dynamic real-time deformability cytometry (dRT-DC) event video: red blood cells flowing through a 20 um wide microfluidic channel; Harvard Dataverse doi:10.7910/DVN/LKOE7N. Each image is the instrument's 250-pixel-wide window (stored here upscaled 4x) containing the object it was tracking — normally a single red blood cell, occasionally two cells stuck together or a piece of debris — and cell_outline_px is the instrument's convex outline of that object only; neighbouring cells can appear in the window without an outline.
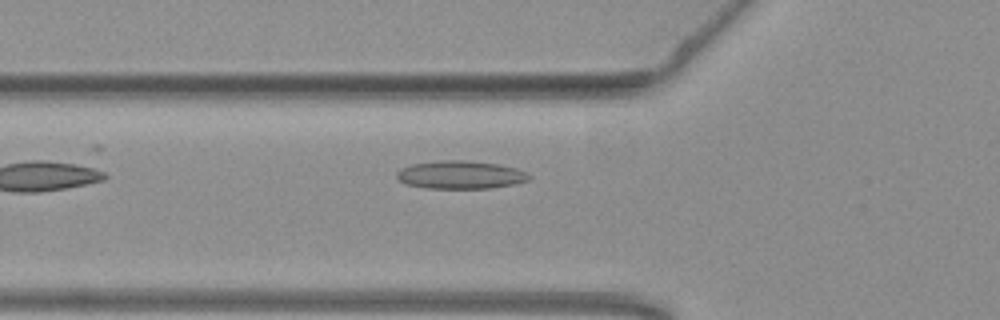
{"species": "common noctule bat (a hibernating species)", "species_latin": "Nyctalus noctula", "temperature_condition": "warm", "stored_images_in_passage": 36, "camera_frame_rate_fps": 3000, "um_per_image_px": 0.085, "animal": {"sex": "female", "body_mass_g": 19.3, "forearm_length_mm": 54.1}, "frame": {"image": 1, "passage_image": 3, "time_ms": 0.667, "image_size_px": [1000, 320], "cell_outline_px": [[532, 176], [528, 180], [512, 184], [492, 188], [428, 188], [404, 184], [396, 176], [396, 172], [400, 168], [412, 164], [444, 160], [464, 160], [500, 164], [516, 168]], "centroid_in_image_um": [39.12, 14.85], "position_along_channel_um": 86.7, "area_um2": 21.56}}
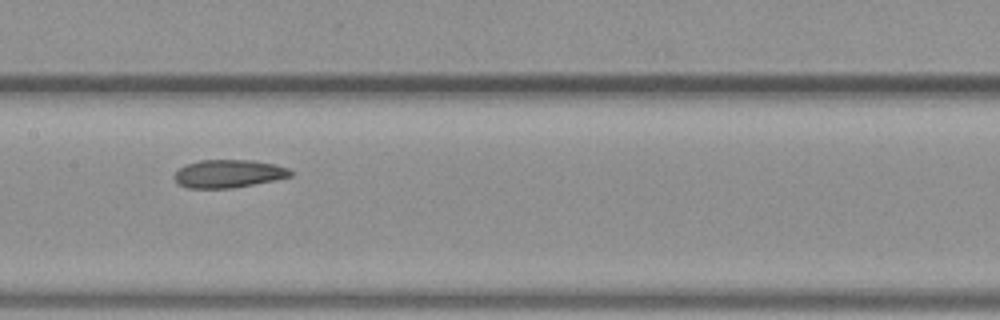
{"frame": {"image": 2, "passage_image": 11, "time_ms": 3.333, "image_size_px": [1000, 320], "cell_outline_px": [[292, 176], [276, 180], [232, 188], [188, 188], [180, 184], [176, 180], [176, 172], [180, 168], [188, 164], [200, 160], [252, 160], [276, 164], [288, 168], [292, 172]], "centroid_in_image_um": [19.48, 14.76], "position_along_channel_um": 187.9, "area_um2": 18.79}}
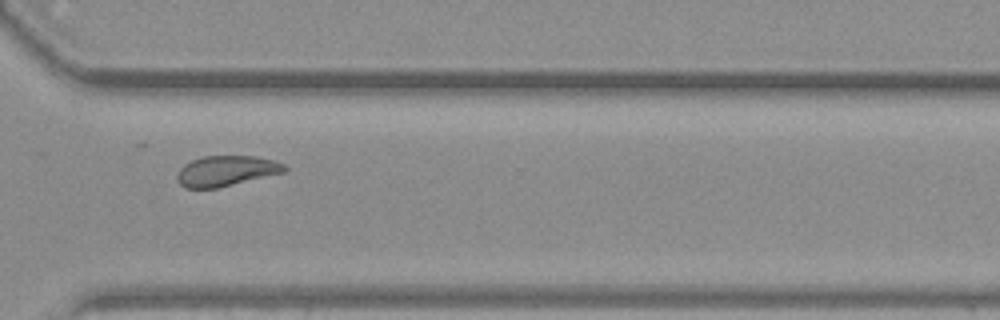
{"frame": {"image": 3, "passage_image": 24, "time_ms": 7.667, "image_size_px": [1000, 320], "cell_outline_px": [[288, 168], [284, 172], [216, 188], [184, 188], [176, 180], [176, 176], [180, 168], [184, 164], [192, 160], [204, 156], [256, 156], [272, 160], [284, 164]], "centroid_in_image_um": [19.19, 14.52], "position_along_channel_um": 351.4, "area_um2": 18.9}, "authors_computed_cell_mechanics": {"area_um2": 19.7676, "velocity_mm_per_s": 3.7868, "shape_relaxation_time_tau1_ms": null, "shape_relaxation_time_tau2_ms": 2.08, "deformation_change_tau1": null, "deformation_change_tau2": 0.0785}}